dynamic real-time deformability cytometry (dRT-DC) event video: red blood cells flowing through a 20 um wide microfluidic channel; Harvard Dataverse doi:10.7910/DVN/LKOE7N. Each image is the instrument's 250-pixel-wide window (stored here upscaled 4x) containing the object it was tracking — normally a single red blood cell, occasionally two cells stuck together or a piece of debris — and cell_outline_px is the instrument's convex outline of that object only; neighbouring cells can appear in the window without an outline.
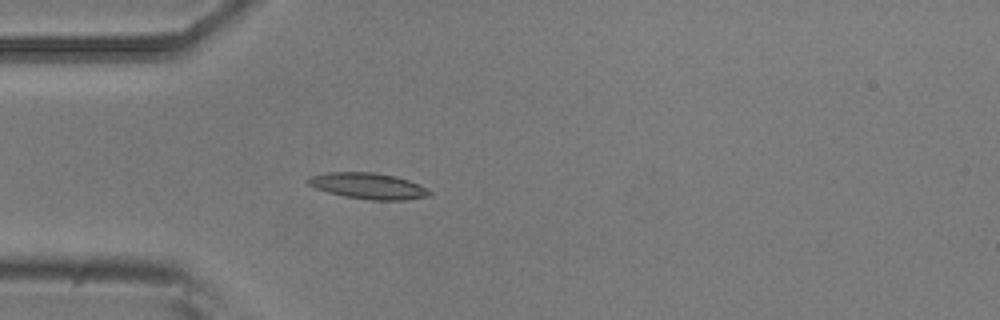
{"species": "common noctule bat (a hibernating species)", "species_latin": "Nyctalus noctula", "temperature_condition": "room temperature", "stored_images_in_passage": 4, "camera_frame_rate_fps": 3000, "um_per_image_px": 0.085, "animal": {"sex": "male", "body_mass_g": 20.5, "forearm_length_mm": 52.5}, "frame": {"image": 1, "passage_image": 4, "time_ms": 1.0, "image_size_px": [1000, 320], "cell_outline_px": [[432, 196], [404, 200], [368, 200], [344, 196], [328, 192], [316, 188], [308, 184], [308, 180], [312, 176], [328, 172], [376, 172], [396, 176], [408, 180], [432, 192]], "centroid_in_image_um": [31.32, 15.81], "position_along_channel_um": 53.7, "area_um2": 18.32}}